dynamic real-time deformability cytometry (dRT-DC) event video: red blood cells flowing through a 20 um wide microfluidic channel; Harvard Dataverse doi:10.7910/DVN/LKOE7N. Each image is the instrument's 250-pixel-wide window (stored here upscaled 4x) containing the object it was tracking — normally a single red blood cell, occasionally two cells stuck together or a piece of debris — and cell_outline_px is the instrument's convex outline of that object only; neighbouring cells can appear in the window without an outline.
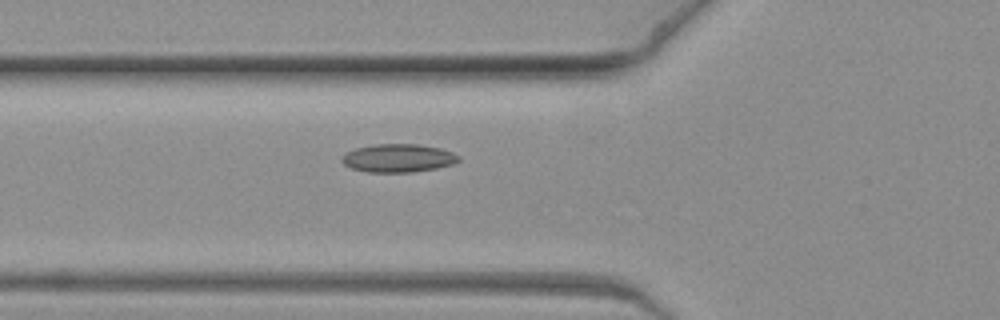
{"species": "common noctule bat (a hibernating species)", "species_latin": "Nyctalus noctula", "temperature_condition": "warm", "stored_images_in_passage": 8, "camera_frame_rate_fps": 3000, "um_per_image_px": 0.085, "animal": {"sex": "female", "body_mass_g": 19.3, "forearm_length_mm": 54.1}, "frame": {"image": 1, "passage_image": 8, "time_ms": 2.333, "image_size_px": [1000, 320], "cell_outline_px": [[460, 160], [452, 164], [436, 168], [412, 172], [368, 172], [352, 168], [344, 164], [340, 160], [340, 156], [356, 148], [372, 144], [416, 144], [440, 148], [452, 152], [460, 156]], "centroid_in_image_um": [33.83, 13.43], "position_along_channel_um": 92.0, "area_um2": 19.19}}